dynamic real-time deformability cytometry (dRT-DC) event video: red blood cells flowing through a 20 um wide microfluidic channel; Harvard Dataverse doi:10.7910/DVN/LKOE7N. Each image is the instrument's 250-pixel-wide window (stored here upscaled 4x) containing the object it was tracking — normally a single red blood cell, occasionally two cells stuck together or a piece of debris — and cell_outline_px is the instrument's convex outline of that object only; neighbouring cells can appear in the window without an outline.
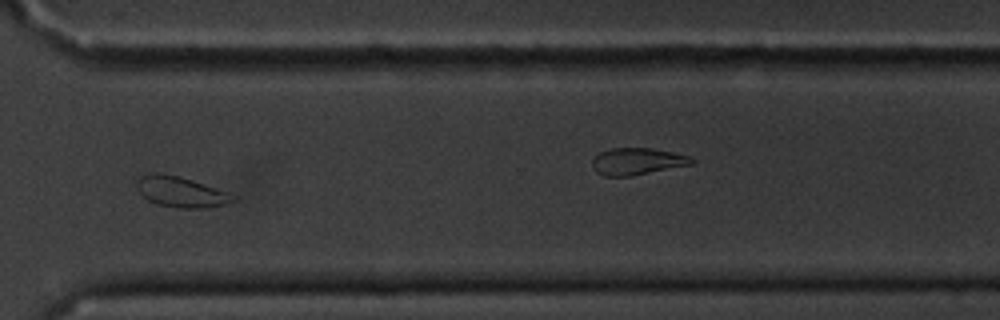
{"species": "common noctule bat (a hibernating species)", "species_latin": "Nyctalus noctula", "temperature_condition": "cold", "stored_images_in_passage": 15, "camera_frame_rate_fps": 3000, "um_per_image_px": 0.085, "animal": {"sex": "male", "body_mass_g": 20.1, "forearm_length_mm": 53.5}, "frame": {"image": 1, "passage_image": 11, "time_ms": 12.667, "image_size_px": [1000, 320], "cell_outline_px": [[240, 196], [236, 200], [228, 204], [208, 208], [180, 208], [156, 204], [148, 200], [136, 188], [136, 180], [140, 176], [152, 172], [160, 172], [192, 180]], "centroid_in_image_um": [15.41, 16.32], "position_along_channel_um": 355.2, "area_um2": 17.4}}
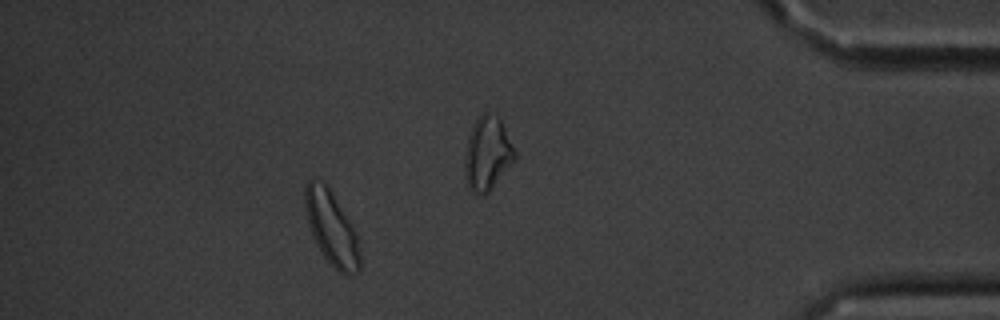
{"frame": {"image": 2, "passage_image": 13, "time_ms": 15.667, "image_size_px": [1000, 320], "cell_outline_px": [[360, 272], [348, 276], [340, 272], [324, 256], [316, 244], [308, 224], [304, 208], [304, 188], [308, 180], [320, 180], [328, 184], [356, 232], [360, 252]], "centroid_in_image_um": [28.18, 19.36], "position_along_channel_um": 407.0, "area_um2": 23.81}, "authors_computed_cell_mechanics": {"area_um2": 17.3978, "velocity_mm_per_s": 3.4195, "shape_relaxation_time_tau1_ms": 1.9461, "shape_relaxation_time_tau2_ms": null, "deformation_change_tau1": 0.0611, "deformation_change_tau2": null}}